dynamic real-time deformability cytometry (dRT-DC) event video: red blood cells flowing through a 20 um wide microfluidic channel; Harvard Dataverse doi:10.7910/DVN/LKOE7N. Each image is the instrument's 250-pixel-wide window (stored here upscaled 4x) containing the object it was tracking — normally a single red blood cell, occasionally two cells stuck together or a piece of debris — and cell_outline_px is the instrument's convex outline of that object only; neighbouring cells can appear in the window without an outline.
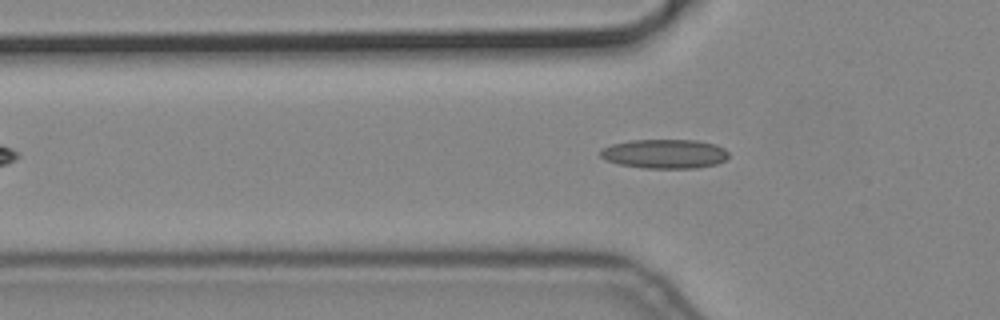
{"species": "common noctule bat (a hibernating species)", "species_latin": "Nyctalus noctula", "temperature_condition": "cold", "stored_images_in_passage": 37, "camera_frame_rate_fps": 3000, "um_per_image_px": 0.085, "animal": {"sex": "male", "body_mass_g": 19.2, "forearm_length_mm": 51.8}, "frame": {"image": 1, "passage_image": 3, "time_ms": 0.667, "image_size_px": [1000, 320], "cell_outline_px": [[728, 156], [724, 160], [716, 164], [696, 168], [640, 168], [620, 164], [604, 160], [600, 156], [600, 148], [612, 144], [632, 140], [696, 140], [716, 144], [724, 148], [728, 152]], "centroid_in_image_um": [56.47, 13.07], "position_along_channel_um": 69.3, "area_um2": 21.96}}
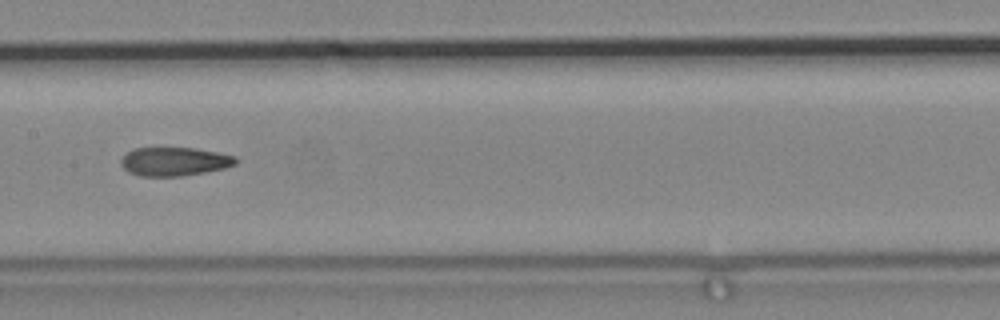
{"frame": {"image": 2, "passage_image": 13, "time_ms": 4.0, "image_size_px": [1000, 320], "cell_outline_px": [[236, 164], [224, 168], [204, 172], [180, 176], [140, 176], [128, 172], [120, 164], [120, 160], [132, 148], [196, 148], [236, 156]], "centroid_in_image_um": [14.8, 13.73], "position_along_channel_um": 192.6, "area_um2": 19.07}}
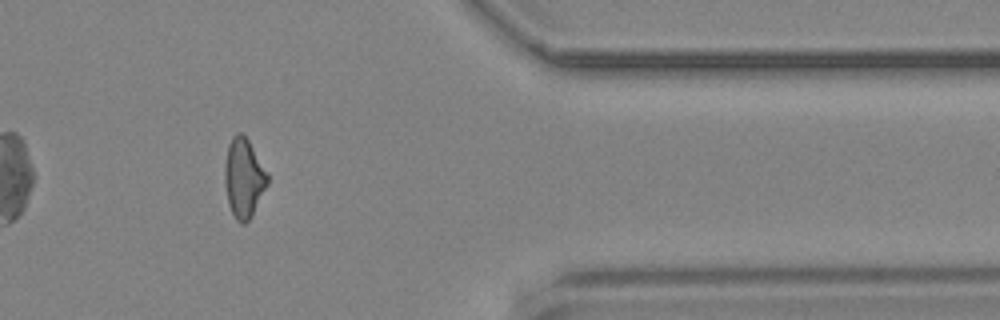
{"frame": {"image": 3, "passage_image": 31, "time_ms": 10.0, "image_size_px": [1000, 320], "cell_outline_px": [[268, 184], [252, 216], [244, 224], [240, 224], [236, 220], [228, 204], [224, 180], [224, 164], [228, 144], [232, 136], [236, 132], [240, 132], [248, 140], [268, 172]], "centroid_in_image_um": [20.71, 15.13], "position_along_channel_um": 390.7, "area_um2": 19.94}}